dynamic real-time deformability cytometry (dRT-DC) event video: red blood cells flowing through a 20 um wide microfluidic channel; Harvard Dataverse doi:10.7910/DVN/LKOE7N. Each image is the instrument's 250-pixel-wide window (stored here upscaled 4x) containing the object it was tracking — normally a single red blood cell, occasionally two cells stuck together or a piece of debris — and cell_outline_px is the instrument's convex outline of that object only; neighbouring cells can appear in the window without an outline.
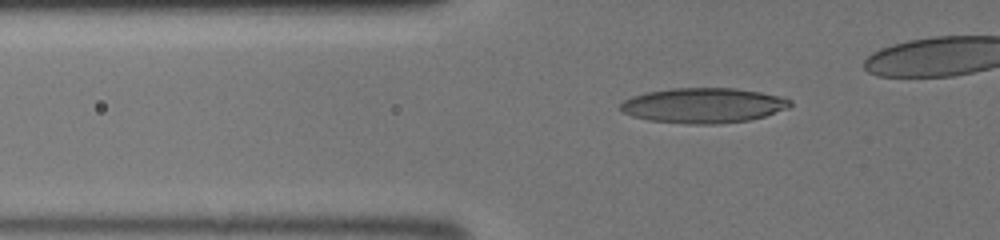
{"species": "human", "species_latin": "Homo sapiens", "temperature_condition": "room temperature", "stored_images_in_passage": 43, "camera_frame_rate_fps": 3000, "um_per_image_px": 0.085, "donor": {"sex": "male"}, "frame": {"image": 1, "passage_image": 19, "time_ms": 6.0, "image_size_px": [1000, 240], "cell_outline_px": [[792, 104], [788, 108], [764, 116], [748, 120], [716, 124], [688, 124], [648, 120], [632, 116], [624, 112], [620, 108], [620, 104], [624, 100], [632, 96], [648, 92], [672, 88], [736, 88], [784, 96], [792, 100]], "centroid_in_image_um": [59.81, 8.96], "position_along_channel_um": 66.0, "area_um2": 34.74}}
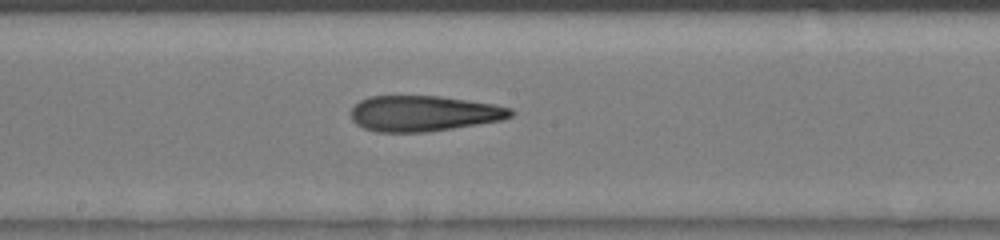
{"frame": {"image": 2, "passage_image": 29, "time_ms": 9.333, "image_size_px": [1000, 240], "cell_outline_px": [[516, 112], [512, 116], [504, 120], [452, 128], [424, 132], [376, 132], [364, 128], [356, 124], [352, 120], [352, 108], [360, 100], [368, 96], [440, 96], [496, 104], [512, 108]], "centroid_in_image_um": [36.05, 9.64], "position_along_channel_um": 212.1, "area_um2": 33.35}}
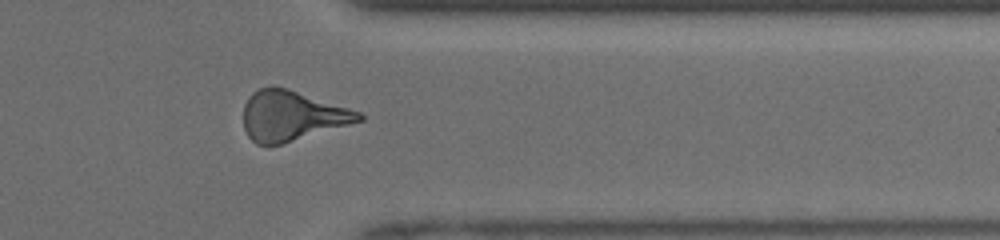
{"frame": {"image": 3, "passage_image": 40, "time_ms": 13.0, "image_size_px": [1000, 240], "cell_outline_px": [[364, 120], [280, 144], [256, 144], [248, 136], [244, 128], [244, 104], [248, 96], [252, 92], [260, 88], [288, 88], [360, 112], [364, 116]], "centroid_in_image_um": [24.79, 9.84], "position_along_channel_um": 386.6, "area_um2": 33.06}}